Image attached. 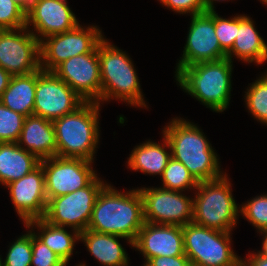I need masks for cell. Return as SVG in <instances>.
Returning <instances> with one entry per match:
<instances>
[{"label":"cell","mask_w":267,"mask_h":266,"mask_svg":"<svg viewBox=\"0 0 267 266\" xmlns=\"http://www.w3.org/2000/svg\"><path fill=\"white\" fill-rule=\"evenodd\" d=\"M37 225L42 230L41 235L36 237L47 245L55 254H57L65 263H68L74 249L76 239L79 240L80 233L74 230V235L69 234L62 226H55L43 218L32 219L25 223L27 228Z\"/></svg>","instance_id":"obj_25"},{"label":"cell","mask_w":267,"mask_h":266,"mask_svg":"<svg viewBox=\"0 0 267 266\" xmlns=\"http://www.w3.org/2000/svg\"><path fill=\"white\" fill-rule=\"evenodd\" d=\"M12 76L5 71L2 67H0V97L2 93L7 89Z\"/></svg>","instance_id":"obj_37"},{"label":"cell","mask_w":267,"mask_h":266,"mask_svg":"<svg viewBox=\"0 0 267 266\" xmlns=\"http://www.w3.org/2000/svg\"><path fill=\"white\" fill-rule=\"evenodd\" d=\"M227 176L198 182L193 199V223L209 229L230 232L235 226L238 207L232 197Z\"/></svg>","instance_id":"obj_6"},{"label":"cell","mask_w":267,"mask_h":266,"mask_svg":"<svg viewBox=\"0 0 267 266\" xmlns=\"http://www.w3.org/2000/svg\"><path fill=\"white\" fill-rule=\"evenodd\" d=\"M164 143L159 145L154 142L147 141L137 146L130 154L128 166L136 171L140 170L147 174H159L162 176L171 156L164 147L170 149V144L164 135Z\"/></svg>","instance_id":"obj_24"},{"label":"cell","mask_w":267,"mask_h":266,"mask_svg":"<svg viewBox=\"0 0 267 266\" xmlns=\"http://www.w3.org/2000/svg\"><path fill=\"white\" fill-rule=\"evenodd\" d=\"M224 58L226 53L221 49L215 34V10L192 15L187 42L176 71L195 63Z\"/></svg>","instance_id":"obj_14"},{"label":"cell","mask_w":267,"mask_h":266,"mask_svg":"<svg viewBox=\"0 0 267 266\" xmlns=\"http://www.w3.org/2000/svg\"><path fill=\"white\" fill-rule=\"evenodd\" d=\"M145 222L184 226L193 222V199L165 188L139 189Z\"/></svg>","instance_id":"obj_13"},{"label":"cell","mask_w":267,"mask_h":266,"mask_svg":"<svg viewBox=\"0 0 267 266\" xmlns=\"http://www.w3.org/2000/svg\"><path fill=\"white\" fill-rule=\"evenodd\" d=\"M185 255L192 266H241L242 260L230 247V232L197 224L182 226Z\"/></svg>","instance_id":"obj_7"},{"label":"cell","mask_w":267,"mask_h":266,"mask_svg":"<svg viewBox=\"0 0 267 266\" xmlns=\"http://www.w3.org/2000/svg\"><path fill=\"white\" fill-rule=\"evenodd\" d=\"M213 1L219 0H203L205 11H214Z\"/></svg>","instance_id":"obj_40"},{"label":"cell","mask_w":267,"mask_h":266,"mask_svg":"<svg viewBox=\"0 0 267 266\" xmlns=\"http://www.w3.org/2000/svg\"><path fill=\"white\" fill-rule=\"evenodd\" d=\"M98 58L101 75L100 100L107 101L114 97L133 106L146 107L139 79L129 57L103 38L98 44Z\"/></svg>","instance_id":"obj_5"},{"label":"cell","mask_w":267,"mask_h":266,"mask_svg":"<svg viewBox=\"0 0 267 266\" xmlns=\"http://www.w3.org/2000/svg\"><path fill=\"white\" fill-rule=\"evenodd\" d=\"M144 223L139 189L121 193L106 185L97 196L87 229L127 238L133 246Z\"/></svg>","instance_id":"obj_1"},{"label":"cell","mask_w":267,"mask_h":266,"mask_svg":"<svg viewBox=\"0 0 267 266\" xmlns=\"http://www.w3.org/2000/svg\"><path fill=\"white\" fill-rule=\"evenodd\" d=\"M163 188L172 191H184L187 188H197L198 182L190 174L187 167L171 157L161 176ZM183 189V190H182Z\"/></svg>","instance_id":"obj_26"},{"label":"cell","mask_w":267,"mask_h":266,"mask_svg":"<svg viewBox=\"0 0 267 266\" xmlns=\"http://www.w3.org/2000/svg\"><path fill=\"white\" fill-rule=\"evenodd\" d=\"M232 61L199 62L182 67L176 72L179 85L191 96L215 112L224 111L229 105Z\"/></svg>","instance_id":"obj_4"},{"label":"cell","mask_w":267,"mask_h":266,"mask_svg":"<svg viewBox=\"0 0 267 266\" xmlns=\"http://www.w3.org/2000/svg\"><path fill=\"white\" fill-rule=\"evenodd\" d=\"M245 93L247 108L256 119L267 125V73Z\"/></svg>","instance_id":"obj_27"},{"label":"cell","mask_w":267,"mask_h":266,"mask_svg":"<svg viewBox=\"0 0 267 266\" xmlns=\"http://www.w3.org/2000/svg\"><path fill=\"white\" fill-rule=\"evenodd\" d=\"M25 116L12 111L0 102V143H16L22 131Z\"/></svg>","instance_id":"obj_28"},{"label":"cell","mask_w":267,"mask_h":266,"mask_svg":"<svg viewBox=\"0 0 267 266\" xmlns=\"http://www.w3.org/2000/svg\"><path fill=\"white\" fill-rule=\"evenodd\" d=\"M152 266H192L189 258L184 254L180 256H158L148 261Z\"/></svg>","instance_id":"obj_35"},{"label":"cell","mask_w":267,"mask_h":266,"mask_svg":"<svg viewBox=\"0 0 267 266\" xmlns=\"http://www.w3.org/2000/svg\"><path fill=\"white\" fill-rule=\"evenodd\" d=\"M15 31H19L18 34ZM41 40L26 27L0 30V67L11 76L40 70Z\"/></svg>","instance_id":"obj_10"},{"label":"cell","mask_w":267,"mask_h":266,"mask_svg":"<svg viewBox=\"0 0 267 266\" xmlns=\"http://www.w3.org/2000/svg\"><path fill=\"white\" fill-rule=\"evenodd\" d=\"M261 233L265 235V238L262 245V251H258V254L267 259V231H262Z\"/></svg>","instance_id":"obj_39"},{"label":"cell","mask_w":267,"mask_h":266,"mask_svg":"<svg viewBox=\"0 0 267 266\" xmlns=\"http://www.w3.org/2000/svg\"><path fill=\"white\" fill-rule=\"evenodd\" d=\"M25 13H27L34 0H13Z\"/></svg>","instance_id":"obj_38"},{"label":"cell","mask_w":267,"mask_h":266,"mask_svg":"<svg viewBox=\"0 0 267 266\" xmlns=\"http://www.w3.org/2000/svg\"><path fill=\"white\" fill-rule=\"evenodd\" d=\"M85 102L53 72L37 71L33 115L55 120L73 112Z\"/></svg>","instance_id":"obj_12"},{"label":"cell","mask_w":267,"mask_h":266,"mask_svg":"<svg viewBox=\"0 0 267 266\" xmlns=\"http://www.w3.org/2000/svg\"><path fill=\"white\" fill-rule=\"evenodd\" d=\"M41 160L17 143H0V183L7 185L27 175Z\"/></svg>","instance_id":"obj_20"},{"label":"cell","mask_w":267,"mask_h":266,"mask_svg":"<svg viewBox=\"0 0 267 266\" xmlns=\"http://www.w3.org/2000/svg\"><path fill=\"white\" fill-rule=\"evenodd\" d=\"M32 232L22 235L12 244L2 266H31Z\"/></svg>","instance_id":"obj_29"},{"label":"cell","mask_w":267,"mask_h":266,"mask_svg":"<svg viewBox=\"0 0 267 266\" xmlns=\"http://www.w3.org/2000/svg\"><path fill=\"white\" fill-rule=\"evenodd\" d=\"M163 133L170 144L171 156L182 162L197 182L222 176L217 155L197 126L176 118Z\"/></svg>","instance_id":"obj_2"},{"label":"cell","mask_w":267,"mask_h":266,"mask_svg":"<svg viewBox=\"0 0 267 266\" xmlns=\"http://www.w3.org/2000/svg\"><path fill=\"white\" fill-rule=\"evenodd\" d=\"M162 4L178 13L200 14L205 11L203 0H160Z\"/></svg>","instance_id":"obj_34"},{"label":"cell","mask_w":267,"mask_h":266,"mask_svg":"<svg viewBox=\"0 0 267 266\" xmlns=\"http://www.w3.org/2000/svg\"><path fill=\"white\" fill-rule=\"evenodd\" d=\"M240 213L261 231H267V194L260 195L242 205Z\"/></svg>","instance_id":"obj_30"},{"label":"cell","mask_w":267,"mask_h":266,"mask_svg":"<svg viewBox=\"0 0 267 266\" xmlns=\"http://www.w3.org/2000/svg\"><path fill=\"white\" fill-rule=\"evenodd\" d=\"M91 163L81 158L58 156L42 159L47 200L86 187L97 175Z\"/></svg>","instance_id":"obj_11"},{"label":"cell","mask_w":267,"mask_h":266,"mask_svg":"<svg viewBox=\"0 0 267 266\" xmlns=\"http://www.w3.org/2000/svg\"><path fill=\"white\" fill-rule=\"evenodd\" d=\"M6 186L10 189L12 202L24 223L44 217L48 200L41 164L27 175Z\"/></svg>","instance_id":"obj_16"},{"label":"cell","mask_w":267,"mask_h":266,"mask_svg":"<svg viewBox=\"0 0 267 266\" xmlns=\"http://www.w3.org/2000/svg\"><path fill=\"white\" fill-rule=\"evenodd\" d=\"M31 23L44 38L72 30L79 24L66 0H34L26 13L27 29Z\"/></svg>","instance_id":"obj_18"},{"label":"cell","mask_w":267,"mask_h":266,"mask_svg":"<svg viewBox=\"0 0 267 266\" xmlns=\"http://www.w3.org/2000/svg\"><path fill=\"white\" fill-rule=\"evenodd\" d=\"M133 247L142 252L147 262L158 256L184 255L182 226L145 222Z\"/></svg>","instance_id":"obj_17"},{"label":"cell","mask_w":267,"mask_h":266,"mask_svg":"<svg viewBox=\"0 0 267 266\" xmlns=\"http://www.w3.org/2000/svg\"><path fill=\"white\" fill-rule=\"evenodd\" d=\"M26 27V13L13 0H0V30Z\"/></svg>","instance_id":"obj_31"},{"label":"cell","mask_w":267,"mask_h":266,"mask_svg":"<svg viewBox=\"0 0 267 266\" xmlns=\"http://www.w3.org/2000/svg\"><path fill=\"white\" fill-rule=\"evenodd\" d=\"M99 104L85 101L67 115L53 120L56 136V156L93 160L99 140Z\"/></svg>","instance_id":"obj_3"},{"label":"cell","mask_w":267,"mask_h":266,"mask_svg":"<svg viewBox=\"0 0 267 266\" xmlns=\"http://www.w3.org/2000/svg\"><path fill=\"white\" fill-rule=\"evenodd\" d=\"M103 39L96 26L86 30L79 24L72 30L50 35L40 41V68L52 72L71 57L93 52Z\"/></svg>","instance_id":"obj_9"},{"label":"cell","mask_w":267,"mask_h":266,"mask_svg":"<svg viewBox=\"0 0 267 266\" xmlns=\"http://www.w3.org/2000/svg\"><path fill=\"white\" fill-rule=\"evenodd\" d=\"M21 146L25 143L26 151L40 160L56 156V136L53 121L36 115L25 117L22 131L16 142Z\"/></svg>","instance_id":"obj_19"},{"label":"cell","mask_w":267,"mask_h":266,"mask_svg":"<svg viewBox=\"0 0 267 266\" xmlns=\"http://www.w3.org/2000/svg\"><path fill=\"white\" fill-rule=\"evenodd\" d=\"M97 176L84 188L50 198L43 219L55 226H70L79 233L87 229L98 194L107 185Z\"/></svg>","instance_id":"obj_8"},{"label":"cell","mask_w":267,"mask_h":266,"mask_svg":"<svg viewBox=\"0 0 267 266\" xmlns=\"http://www.w3.org/2000/svg\"><path fill=\"white\" fill-rule=\"evenodd\" d=\"M237 29H239V15L229 20L219 17L215 12V34L221 49L226 54L231 50L235 42Z\"/></svg>","instance_id":"obj_32"},{"label":"cell","mask_w":267,"mask_h":266,"mask_svg":"<svg viewBox=\"0 0 267 266\" xmlns=\"http://www.w3.org/2000/svg\"><path fill=\"white\" fill-rule=\"evenodd\" d=\"M117 235L98 233L89 229L80 232L79 240L85 242L89 252L105 266H127L128 256L117 240Z\"/></svg>","instance_id":"obj_22"},{"label":"cell","mask_w":267,"mask_h":266,"mask_svg":"<svg viewBox=\"0 0 267 266\" xmlns=\"http://www.w3.org/2000/svg\"><path fill=\"white\" fill-rule=\"evenodd\" d=\"M246 261L242 260L241 266H267V259L258 253L250 255Z\"/></svg>","instance_id":"obj_36"},{"label":"cell","mask_w":267,"mask_h":266,"mask_svg":"<svg viewBox=\"0 0 267 266\" xmlns=\"http://www.w3.org/2000/svg\"><path fill=\"white\" fill-rule=\"evenodd\" d=\"M85 101L100 104L101 75L98 46L91 52L77 55L59 64L53 71Z\"/></svg>","instance_id":"obj_15"},{"label":"cell","mask_w":267,"mask_h":266,"mask_svg":"<svg viewBox=\"0 0 267 266\" xmlns=\"http://www.w3.org/2000/svg\"><path fill=\"white\" fill-rule=\"evenodd\" d=\"M57 254L41 242L35 233H32V259L31 266H66Z\"/></svg>","instance_id":"obj_33"},{"label":"cell","mask_w":267,"mask_h":266,"mask_svg":"<svg viewBox=\"0 0 267 266\" xmlns=\"http://www.w3.org/2000/svg\"><path fill=\"white\" fill-rule=\"evenodd\" d=\"M144 266H152L151 264H149L147 261L145 262Z\"/></svg>","instance_id":"obj_41"},{"label":"cell","mask_w":267,"mask_h":266,"mask_svg":"<svg viewBox=\"0 0 267 266\" xmlns=\"http://www.w3.org/2000/svg\"><path fill=\"white\" fill-rule=\"evenodd\" d=\"M36 86L37 71L26 75L12 76L7 89L0 97V102L25 117L33 115Z\"/></svg>","instance_id":"obj_23"},{"label":"cell","mask_w":267,"mask_h":266,"mask_svg":"<svg viewBox=\"0 0 267 266\" xmlns=\"http://www.w3.org/2000/svg\"><path fill=\"white\" fill-rule=\"evenodd\" d=\"M235 42L226 58L232 61V55L245 62L262 64L267 60V45L254 28L253 21L247 16H239ZM233 53V54H232Z\"/></svg>","instance_id":"obj_21"},{"label":"cell","mask_w":267,"mask_h":266,"mask_svg":"<svg viewBox=\"0 0 267 266\" xmlns=\"http://www.w3.org/2000/svg\"><path fill=\"white\" fill-rule=\"evenodd\" d=\"M262 1V3H265V4H267V0H261Z\"/></svg>","instance_id":"obj_42"}]
</instances>
